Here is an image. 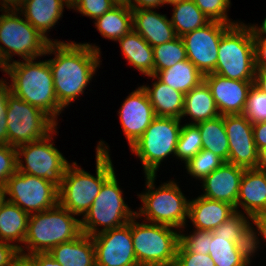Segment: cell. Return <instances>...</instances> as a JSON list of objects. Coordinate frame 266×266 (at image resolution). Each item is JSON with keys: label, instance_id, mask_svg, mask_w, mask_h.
<instances>
[{"label": "cell", "instance_id": "obj_57", "mask_svg": "<svg viewBox=\"0 0 266 266\" xmlns=\"http://www.w3.org/2000/svg\"><path fill=\"white\" fill-rule=\"evenodd\" d=\"M183 0H164V4H170V5H174L177 3H180Z\"/></svg>", "mask_w": 266, "mask_h": 266}, {"label": "cell", "instance_id": "obj_6", "mask_svg": "<svg viewBox=\"0 0 266 266\" xmlns=\"http://www.w3.org/2000/svg\"><path fill=\"white\" fill-rule=\"evenodd\" d=\"M147 192L137 195L140 197L143 206L139 212L136 211V218L146 217L149 223H156L175 228H184L188 217L189 201L181 192L174 181L163 183L155 188L156 175H145Z\"/></svg>", "mask_w": 266, "mask_h": 266}, {"label": "cell", "instance_id": "obj_15", "mask_svg": "<svg viewBox=\"0 0 266 266\" xmlns=\"http://www.w3.org/2000/svg\"><path fill=\"white\" fill-rule=\"evenodd\" d=\"M96 266H139L132 243L131 220L92 236Z\"/></svg>", "mask_w": 266, "mask_h": 266}, {"label": "cell", "instance_id": "obj_58", "mask_svg": "<svg viewBox=\"0 0 266 266\" xmlns=\"http://www.w3.org/2000/svg\"><path fill=\"white\" fill-rule=\"evenodd\" d=\"M0 68L2 71L6 72V65L5 63L2 61L1 57H0Z\"/></svg>", "mask_w": 266, "mask_h": 266}, {"label": "cell", "instance_id": "obj_52", "mask_svg": "<svg viewBox=\"0 0 266 266\" xmlns=\"http://www.w3.org/2000/svg\"><path fill=\"white\" fill-rule=\"evenodd\" d=\"M257 170L266 172V147L258 150Z\"/></svg>", "mask_w": 266, "mask_h": 266}, {"label": "cell", "instance_id": "obj_34", "mask_svg": "<svg viewBox=\"0 0 266 266\" xmlns=\"http://www.w3.org/2000/svg\"><path fill=\"white\" fill-rule=\"evenodd\" d=\"M170 19L176 36L194 31L208 24L211 20L197 7L193 0H183L173 5Z\"/></svg>", "mask_w": 266, "mask_h": 266}, {"label": "cell", "instance_id": "obj_1", "mask_svg": "<svg viewBox=\"0 0 266 266\" xmlns=\"http://www.w3.org/2000/svg\"><path fill=\"white\" fill-rule=\"evenodd\" d=\"M100 48L88 43H50L45 54H55L48 63L58 103L66 108L83 94L100 65Z\"/></svg>", "mask_w": 266, "mask_h": 266}, {"label": "cell", "instance_id": "obj_32", "mask_svg": "<svg viewBox=\"0 0 266 266\" xmlns=\"http://www.w3.org/2000/svg\"><path fill=\"white\" fill-rule=\"evenodd\" d=\"M248 220H247V219ZM250 217L241 212H235L224 223L218 226L212 233L217 237L230 238L236 244H251V254L254 255L258 248L259 237L256 235L249 222Z\"/></svg>", "mask_w": 266, "mask_h": 266}, {"label": "cell", "instance_id": "obj_48", "mask_svg": "<svg viewBox=\"0 0 266 266\" xmlns=\"http://www.w3.org/2000/svg\"><path fill=\"white\" fill-rule=\"evenodd\" d=\"M253 134L257 150L266 147V121L253 123Z\"/></svg>", "mask_w": 266, "mask_h": 266}, {"label": "cell", "instance_id": "obj_35", "mask_svg": "<svg viewBox=\"0 0 266 266\" xmlns=\"http://www.w3.org/2000/svg\"><path fill=\"white\" fill-rule=\"evenodd\" d=\"M154 75L159 71L170 68L180 61L187 59L183 39L177 36L170 42L153 47Z\"/></svg>", "mask_w": 266, "mask_h": 266}, {"label": "cell", "instance_id": "obj_21", "mask_svg": "<svg viewBox=\"0 0 266 266\" xmlns=\"http://www.w3.org/2000/svg\"><path fill=\"white\" fill-rule=\"evenodd\" d=\"M64 4L70 9L66 0H24L17 10H20L25 19L50 43H61L47 38L46 32L63 16Z\"/></svg>", "mask_w": 266, "mask_h": 266}, {"label": "cell", "instance_id": "obj_18", "mask_svg": "<svg viewBox=\"0 0 266 266\" xmlns=\"http://www.w3.org/2000/svg\"><path fill=\"white\" fill-rule=\"evenodd\" d=\"M220 115L242 114L254 81L228 79L215 73L204 75Z\"/></svg>", "mask_w": 266, "mask_h": 266}, {"label": "cell", "instance_id": "obj_43", "mask_svg": "<svg viewBox=\"0 0 266 266\" xmlns=\"http://www.w3.org/2000/svg\"><path fill=\"white\" fill-rule=\"evenodd\" d=\"M174 266H216L209 254L189 252L180 242Z\"/></svg>", "mask_w": 266, "mask_h": 266}, {"label": "cell", "instance_id": "obj_59", "mask_svg": "<svg viewBox=\"0 0 266 266\" xmlns=\"http://www.w3.org/2000/svg\"><path fill=\"white\" fill-rule=\"evenodd\" d=\"M68 5L71 6L76 0H66Z\"/></svg>", "mask_w": 266, "mask_h": 266}, {"label": "cell", "instance_id": "obj_44", "mask_svg": "<svg viewBox=\"0 0 266 266\" xmlns=\"http://www.w3.org/2000/svg\"><path fill=\"white\" fill-rule=\"evenodd\" d=\"M266 31L253 28L254 56L256 69L266 70Z\"/></svg>", "mask_w": 266, "mask_h": 266}, {"label": "cell", "instance_id": "obj_12", "mask_svg": "<svg viewBox=\"0 0 266 266\" xmlns=\"http://www.w3.org/2000/svg\"><path fill=\"white\" fill-rule=\"evenodd\" d=\"M54 132L56 133V128L41 140L17 147V171L43 178L59 188L70 163L51 143ZM22 156L26 164L20 159Z\"/></svg>", "mask_w": 266, "mask_h": 266}, {"label": "cell", "instance_id": "obj_39", "mask_svg": "<svg viewBox=\"0 0 266 266\" xmlns=\"http://www.w3.org/2000/svg\"><path fill=\"white\" fill-rule=\"evenodd\" d=\"M197 7L211 20L225 24H236L229 20L227 9L230 7V0H193Z\"/></svg>", "mask_w": 266, "mask_h": 266}, {"label": "cell", "instance_id": "obj_14", "mask_svg": "<svg viewBox=\"0 0 266 266\" xmlns=\"http://www.w3.org/2000/svg\"><path fill=\"white\" fill-rule=\"evenodd\" d=\"M233 24L210 21L205 26L184 34L187 59L203 74L214 73L218 47L223 33Z\"/></svg>", "mask_w": 266, "mask_h": 266}, {"label": "cell", "instance_id": "obj_30", "mask_svg": "<svg viewBox=\"0 0 266 266\" xmlns=\"http://www.w3.org/2000/svg\"><path fill=\"white\" fill-rule=\"evenodd\" d=\"M95 26L104 38L118 41L133 29L132 9L125 2H119L96 18Z\"/></svg>", "mask_w": 266, "mask_h": 266}, {"label": "cell", "instance_id": "obj_46", "mask_svg": "<svg viewBox=\"0 0 266 266\" xmlns=\"http://www.w3.org/2000/svg\"><path fill=\"white\" fill-rule=\"evenodd\" d=\"M0 79V144H7V121H6V108H7V90L8 84Z\"/></svg>", "mask_w": 266, "mask_h": 266}, {"label": "cell", "instance_id": "obj_36", "mask_svg": "<svg viewBox=\"0 0 266 266\" xmlns=\"http://www.w3.org/2000/svg\"><path fill=\"white\" fill-rule=\"evenodd\" d=\"M202 150V138L195 124H185L181 127L175 155L185 164Z\"/></svg>", "mask_w": 266, "mask_h": 266}, {"label": "cell", "instance_id": "obj_33", "mask_svg": "<svg viewBox=\"0 0 266 266\" xmlns=\"http://www.w3.org/2000/svg\"><path fill=\"white\" fill-rule=\"evenodd\" d=\"M202 138V149H207L218 155L225 162L229 156V141L224 127V116L195 124Z\"/></svg>", "mask_w": 266, "mask_h": 266}, {"label": "cell", "instance_id": "obj_9", "mask_svg": "<svg viewBox=\"0 0 266 266\" xmlns=\"http://www.w3.org/2000/svg\"><path fill=\"white\" fill-rule=\"evenodd\" d=\"M0 11H5L0 15V44L5 45H0V57L6 66L11 64L10 59L14 54L21 56L24 61L46 55L50 42L26 19L18 17L19 10Z\"/></svg>", "mask_w": 266, "mask_h": 266}, {"label": "cell", "instance_id": "obj_13", "mask_svg": "<svg viewBox=\"0 0 266 266\" xmlns=\"http://www.w3.org/2000/svg\"><path fill=\"white\" fill-rule=\"evenodd\" d=\"M7 201L29 215L51 209L58 204L59 190L43 178L15 172L7 181Z\"/></svg>", "mask_w": 266, "mask_h": 266}, {"label": "cell", "instance_id": "obj_49", "mask_svg": "<svg viewBox=\"0 0 266 266\" xmlns=\"http://www.w3.org/2000/svg\"><path fill=\"white\" fill-rule=\"evenodd\" d=\"M131 9H153L164 5V0H126Z\"/></svg>", "mask_w": 266, "mask_h": 266}, {"label": "cell", "instance_id": "obj_54", "mask_svg": "<svg viewBox=\"0 0 266 266\" xmlns=\"http://www.w3.org/2000/svg\"><path fill=\"white\" fill-rule=\"evenodd\" d=\"M7 186L0 184V208L7 202Z\"/></svg>", "mask_w": 266, "mask_h": 266}, {"label": "cell", "instance_id": "obj_27", "mask_svg": "<svg viewBox=\"0 0 266 266\" xmlns=\"http://www.w3.org/2000/svg\"><path fill=\"white\" fill-rule=\"evenodd\" d=\"M184 116H191V120H194L188 124H197L220 116L210 89L204 81L185 94L181 119Z\"/></svg>", "mask_w": 266, "mask_h": 266}, {"label": "cell", "instance_id": "obj_31", "mask_svg": "<svg viewBox=\"0 0 266 266\" xmlns=\"http://www.w3.org/2000/svg\"><path fill=\"white\" fill-rule=\"evenodd\" d=\"M29 214L7 201L0 208V241L24 243Z\"/></svg>", "mask_w": 266, "mask_h": 266}, {"label": "cell", "instance_id": "obj_22", "mask_svg": "<svg viewBox=\"0 0 266 266\" xmlns=\"http://www.w3.org/2000/svg\"><path fill=\"white\" fill-rule=\"evenodd\" d=\"M236 212L227 202L203 196L189 201L188 218L197 230L213 231Z\"/></svg>", "mask_w": 266, "mask_h": 266}, {"label": "cell", "instance_id": "obj_7", "mask_svg": "<svg viewBox=\"0 0 266 266\" xmlns=\"http://www.w3.org/2000/svg\"><path fill=\"white\" fill-rule=\"evenodd\" d=\"M131 219V235L139 266H174L180 232L156 223H138Z\"/></svg>", "mask_w": 266, "mask_h": 266}, {"label": "cell", "instance_id": "obj_11", "mask_svg": "<svg viewBox=\"0 0 266 266\" xmlns=\"http://www.w3.org/2000/svg\"><path fill=\"white\" fill-rule=\"evenodd\" d=\"M181 120L156 116L143 135L130 147L143 164L145 175H156L165 157L175 155Z\"/></svg>", "mask_w": 266, "mask_h": 266}, {"label": "cell", "instance_id": "obj_37", "mask_svg": "<svg viewBox=\"0 0 266 266\" xmlns=\"http://www.w3.org/2000/svg\"><path fill=\"white\" fill-rule=\"evenodd\" d=\"M225 161L213 152L202 149L186 164L187 172L193 177L203 180L207 175L220 167Z\"/></svg>", "mask_w": 266, "mask_h": 266}, {"label": "cell", "instance_id": "obj_17", "mask_svg": "<svg viewBox=\"0 0 266 266\" xmlns=\"http://www.w3.org/2000/svg\"><path fill=\"white\" fill-rule=\"evenodd\" d=\"M118 113L130 147L143 135L156 117L143 86L127 96Z\"/></svg>", "mask_w": 266, "mask_h": 266}, {"label": "cell", "instance_id": "obj_16", "mask_svg": "<svg viewBox=\"0 0 266 266\" xmlns=\"http://www.w3.org/2000/svg\"><path fill=\"white\" fill-rule=\"evenodd\" d=\"M224 127L229 141L227 162L244 169H256L258 150L253 124L243 114L224 115Z\"/></svg>", "mask_w": 266, "mask_h": 266}, {"label": "cell", "instance_id": "obj_29", "mask_svg": "<svg viewBox=\"0 0 266 266\" xmlns=\"http://www.w3.org/2000/svg\"><path fill=\"white\" fill-rule=\"evenodd\" d=\"M209 255L216 266H248L250 264L251 244H236L230 238L213 234Z\"/></svg>", "mask_w": 266, "mask_h": 266}, {"label": "cell", "instance_id": "obj_26", "mask_svg": "<svg viewBox=\"0 0 266 266\" xmlns=\"http://www.w3.org/2000/svg\"><path fill=\"white\" fill-rule=\"evenodd\" d=\"M122 53L134 68L146 76L154 75L153 47L133 29L118 40Z\"/></svg>", "mask_w": 266, "mask_h": 266}, {"label": "cell", "instance_id": "obj_5", "mask_svg": "<svg viewBox=\"0 0 266 266\" xmlns=\"http://www.w3.org/2000/svg\"><path fill=\"white\" fill-rule=\"evenodd\" d=\"M253 28L244 23L231 25L222 35L214 73L240 81H254Z\"/></svg>", "mask_w": 266, "mask_h": 266}, {"label": "cell", "instance_id": "obj_25", "mask_svg": "<svg viewBox=\"0 0 266 266\" xmlns=\"http://www.w3.org/2000/svg\"><path fill=\"white\" fill-rule=\"evenodd\" d=\"M143 88L148 94L155 116L181 120L185 94L170 88L159 79L153 83L152 88L149 86H143Z\"/></svg>", "mask_w": 266, "mask_h": 266}, {"label": "cell", "instance_id": "obj_2", "mask_svg": "<svg viewBox=\"0 0 266 266\" xmlns=\"http://www.w3.org/2000/svg\"><path fill=\"white\" fill-rule=\"evenodd\" d=\"M108 146L99 141L96 150V176L79 167L76 162L68 165L62 184L58 188V203L75 215H85L104 181L114 172Z\"/></svg>", "mask_w": 266, "mask_h": 266}, {"label": "cell", "instance_id": "obj_56", "mask_svg": "<svg viewBox=\"0 0 266 266\" xmlns=\"http://www.w3.org/2000/svg\"><path fill=\"white\" fill-rule=\"evenodd\" d=\"M251 26H252V28H254V29H260V30L266 31V18L264 19V21H263L261 27H257L256 25H251Z\"/></svg>", "mask_w": 266, "mask_h": 266}, {"label": "cell", "instance_id": "obj_51", "mask_svg": "<svg viewBox=\"0 0 266 266\" xmlns=\"http://www.w3.org/2000/svg\"><path fill=\"white\" fill-rule=\"evenodd\" d=\"M253 84L266 95V70L256 69Z\"/></svg>", "mask_w": 266, "mask_h": 266}, {"label": "cell", "instance_id": "obj_23", "mask_svg": "<svg viewBox=\"0 0 266 266\" xmlns=\"http://www.w3.org/2000/svg\"><path fill=\"white\" fill-rule=\"evenodd\" d=\"M247 216L266 213V172L257 169H245L240 181L236 211L239 206Z\"/></svg>", "mask_w": 266, "mask_h": 266}, {"label": "cell", "instance_id": "obj_8", "mask_svg": "<svg viewBox=\"0 0 266 266\" xmlns=\"http://www.w3.org/2000/svg\"><path fill=\"white\" fill-rule=\"evenodd\" d=\"M115 171L104 181L100 193L96 196L89 210L81 219L82 233L94 236L99 232L126 225L136 211L125 204L123 191L117 183ZM99 226H104L101 231Z\"/></svg>", "mask_w": 266, "mask_h": 266}, {"label": "cell", "instance_id": "obj_47", "mask_svg": "<svg viewBox=\"0 0 266 266\" xmlns=\"http://www.w3.org/2000/svg\"><path fill=\"white\" fill-rule=\"evenodd\" d=\"M32 266H62L50 253H35L24 256Z\"/></svg>", "mask_w": 266, "mask_h": 266}, {"label": "cell", "instance_id": "obj_3", "mask_svg": "<svg viewBox=\"0 0 266 266\" xmlns=\"http://www.w3.org/2000/svg\"><path fill=\"white\" fill-rule=\"evenodd\" d=\"M25 62L13 61L6 66V72L12 80L9 91L47 113L55 122L63 107L56 98L53 75L48 60Z\"/></svg>", "mask_w": 266, "mask_h": 266}, {"label": "cell", "instance_id": "obj_28", "mask_svg": "<svg viewBox=\"0 0 266 266\" xmlns=\"http://www.w3.org/2000/svg\"><path fill=\"white\" fill-rule=\"evenodd\" d=\"M148 77L159 79L170 88L183 94H187L204 81V75L188 59Z\"/></svg>", "mask_w": 266, "mask_h": 266}, {"label": "cell", "instance_id": "obj_24", "mask_svg": "<svg viewBox=\"0 0 266 266\" xmlns=\"http://www.w3.org/2000/svg\"><path fill=\"white\" fill-rule=\"evenodd\" d=\"M48 253L62 266H96L94 242L84 233L53 247Z\"/></svg>", "mask_w": 266, "mask_h": 266}, {"label": "cell", "instance_id": "obj_53", "mask_svg": "<svg viewBox=\"0 0 266 266\" xmlns=\"http://www.w3.org/2000/svg\"><path fill=\"white\" fill-rule=\"evenodd\" d=\"M1 6L0 8H2V10L5 9H18L22 3L24 2V0H1Z\"/></svg>", "mask_w": 266, "mask_h": 266}, {"label": "cell", "instance_id": "obj_10", "mask_svg": "<svg viewBox=\"0 0 266 266\" xmlns=\"http://www.w3.org/2000/svg\"><path fill=\"white\" fill-rule=\"evenodd\" d=\"M7 144L13 147L41 140L57 126L47 113L7 90Z\"/></svg>", "mask_w": 266, "mask_h": 266}, {"label": "cell", "instance_id": "obj_41", "mask_svg": "<svg viewBox=\"0 0 266 266\" xmlns=\"http://www.w3.org/2000/svg\"><path fill=\"white\" fill-rule=\"evenodd\" d=\"M212 231H204L195 229L191 235H183L180 233V243L193 253L209 254L210 241H212Z\"/></svg>", "mask_w": 266, "mask_h": 266}, {"label": "cell", "instance_id": "obj_19", "mask_svg": "<svg viewBox=\"0 0 266 266\" xmlns=\"http://www.w3.org/2000/svg\"><path fill=\"white\" fill-rule=\"evenodd\" d=\"M244 168L225 162L203 181L204 194L201 196L217 201L227 202L235 207L239 194L240 181Z\"/></svg>", "mask_w": 266, "mask_h": 266}, {"label": "cell", "instance_id": "obj_55", "mask_svg": "<svg viewBox=\"0 0 266 266\" xmlns=\"http://www.w3.org/2000/svg\"><path fill=\"white\" fill-rule=\"evenodd\" d=\"M14 266H32L24 257H21Z\"/></svg>", "mask_w": 266, "mask_h": 266}, {"label": "cell", "instance_id": "obj_20", "mask_svg": "<svg viewBox=\"0 0 266 266\" xmlns=\"http://www.w3.org/2000/svg\"><path fill=\"white\" fill-rule=\"evenodd\" d=\"M133 30L152 47L170 42L177 36L171 21L152 9H132Z\"/></svg>", "mask_w": 266, "mask_h": 266}, {"label": "cell", "instance_id": "obj_45", "mask_svg": "<svg viewBox=\"0 0 266 266\" xmlns=\"http://www.w3.org/2000/svg\"><path fill=\"white\" fill-rule=\"evenodd\" d=\"M22 245L0 241V266H14L23 253Z\"/></svg>", "mask_w": 266, "mask_h": 266}, {"label": "cell", "instance_id": "obj_38", "mask_svg": "<svg viewBox=\"0 0 266 266\" xmlns=\"http://www.w3.org/2000/svg\"><path fill=\"white\" fill-rule=\"evenodd\" d=\"M242 114L252 124L266 121V95L254 84L249 89L247 102Z\"/></svg>", "mask_w": 266, "mask_h": 266}, {"label": "cell", "instance_id": "obj_42", "mask_svg": "<svg viewBox=\"0 0 266 266\" xmlns=\"http://www.w3.org/2000/svg\"><path fill=\"white\" fill-rule=\"evenodd\" d=\"M15 172H17V148L0 144V184L6 185Z\"/></svg>", "mask_w": 266, "mask_h": 266}, {"label": "cell", "instance_id": "obj_50", "mask_svg": "<svg viewBox=\"0 0 266 266\" xmlns=\"http://www.w3.org/2000/svg\"><path fill=\"white\" fill-rule=\"evenodd\" d=\"M250 220L254 222L259 232L258 236H262L266 239V213H259L250 217Z\"/></svg>", "mask_w": 266, "mask_h": 266}, {"label": "cell", "instance_id": "obj_40", "mask_svg": "<svg viewBox=\"0 0 266 266\" xmlns=\"http://www.w3.org/2000/svg\"><path fill=\"white\" fill-rule=\"evenodd\" d=\"M119 2V0H76L70 8L76 9L79 13L95 20Z\"/></svg>", "mask_w": 266, "mask_h": 266}, {"label": "cell", "instance_id": "obj_4", "mask_svg": "<svg viewBox=\"0 0 266 266\" xmlns=\"http://www.w3.org/2000/svg\"><path fill=\"white\" fill-rule=\"evenodd\" d=\"M59 203L51 209L30 214L24 240L28 253L21 257L48 253L53 247L77 238L81 233V220Z\"/></svg>", "mask_w": 266, "mask_h": 266}]
</instances>
